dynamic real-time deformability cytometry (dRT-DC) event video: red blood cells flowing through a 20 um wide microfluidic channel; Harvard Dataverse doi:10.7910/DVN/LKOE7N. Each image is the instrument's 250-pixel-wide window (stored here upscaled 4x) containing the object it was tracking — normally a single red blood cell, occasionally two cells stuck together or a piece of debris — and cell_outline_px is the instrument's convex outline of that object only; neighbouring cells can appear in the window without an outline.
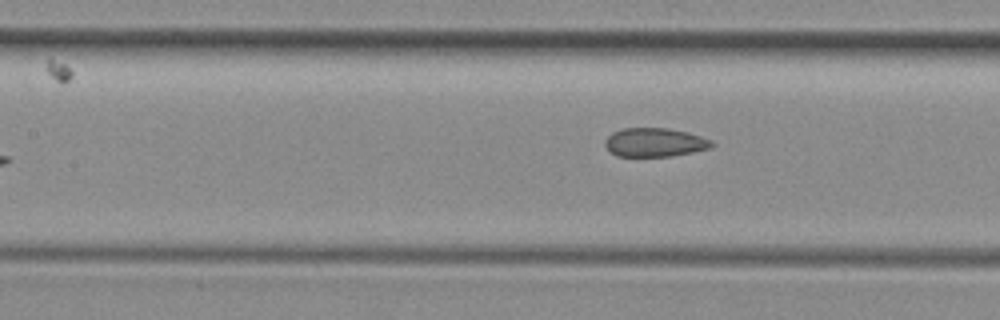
{"species": "common noctule bat (a hibernating species)", "species_latin": "Nyctalus noctula", "temperature_condition": "room temperature", "stored_images_in_passage": 7, "camera_frame_rate_fps": 3000, "um_per_image_px": 0.085, "animal": {"sex": "female", "body_mass_g": 29.2, "forearm_length_mm": 56.3}, "frame": {"image": 1, "passage_image": 7, "time_ms": 2.0, "image_size_px": [1000, 320], "cell_outline_px": [[716, 144], [708, 148], [692, 152], [672, 156], [616, 156], [604, 144], [604, 140], [612, 132], [620, 128], [668, 128], [688, 132], [712, 140]], "centroid_in_image_um": [55.65, 12.09], "position_along_channel_um": 151.8, "area_um2": 17.92}}